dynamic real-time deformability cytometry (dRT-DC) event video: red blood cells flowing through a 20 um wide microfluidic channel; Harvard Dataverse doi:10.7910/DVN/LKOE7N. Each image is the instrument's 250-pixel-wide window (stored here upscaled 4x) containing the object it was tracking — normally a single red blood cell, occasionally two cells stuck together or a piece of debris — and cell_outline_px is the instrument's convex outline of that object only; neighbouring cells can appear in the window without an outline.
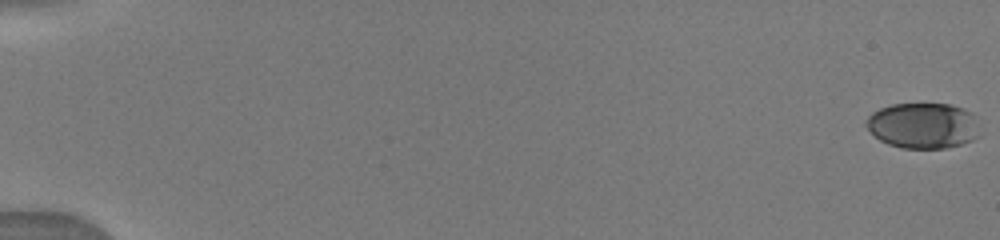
{"species": "human", "species_latin": "Homo sapiens", "temperature_condition": "warm", "stored_images_in_passage": 48, "camera_frame_rate_fps": 3000, "um_per_image_px": 0.085, "donor": {"sex": "male"}, "frame": {"image": 1, "passage_image": 1, "time_ms": 0.0, "image_size_px": [1000, 240], "cell_outline_px": [[980, 136], [972, 140], [960, 144], [944, 148], [900, 148], [888, 144], [880, 140], [864, 124], [864, 120], [872, 112], [880, 108], [892, 104], [952, 104], [964, 108], [972, 112], [976, 116]], "centroid_in_image_um": [78.48, 10.66], "position_along_channel_um": 6.5, "area_um2": 30.52}}
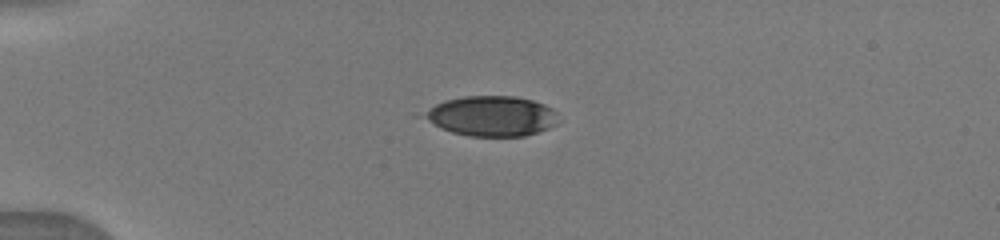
{"frame": {"image": 2, "passage_image": 36, "time_ms": 4.667, "image_size_px": [1000, 240], "cell_outline_px": [[556, 124], [548, 128], [524, 136], [468, 136], [452, 132], [440, 128], [412, 116], [444, 100], [464, 96], [512, 96], [532, 100], [544, 104], [552, 108]], "centroid_in_image_um": [41.61, 9.86], "position_along_channel_um": 43.4, "area_um2": 31.73}}
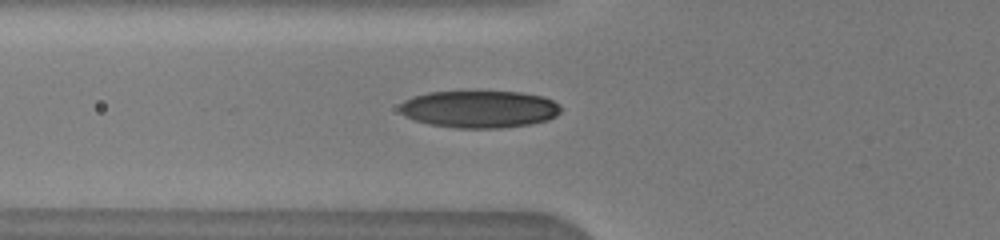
{"frame": {"image": 3, "passage_image": 45, "time_ms": 6.667, "image_size_px": [1000, 240], "cell_outline_px": [[560, 112], [556, 116], [548, 120], [532, 124], [500, 128], [456, 128], [428, 124], [404, 116], [400, 112], [400, 104], [404, 100], [412, 96], [428, 92], [468, 88], [520, 92], [544, 96], [560, 104]], "centroid_in_image_um": [40.73, 9.22], "position_along_channel_um": 85.1, "area_um2": 36.47}}